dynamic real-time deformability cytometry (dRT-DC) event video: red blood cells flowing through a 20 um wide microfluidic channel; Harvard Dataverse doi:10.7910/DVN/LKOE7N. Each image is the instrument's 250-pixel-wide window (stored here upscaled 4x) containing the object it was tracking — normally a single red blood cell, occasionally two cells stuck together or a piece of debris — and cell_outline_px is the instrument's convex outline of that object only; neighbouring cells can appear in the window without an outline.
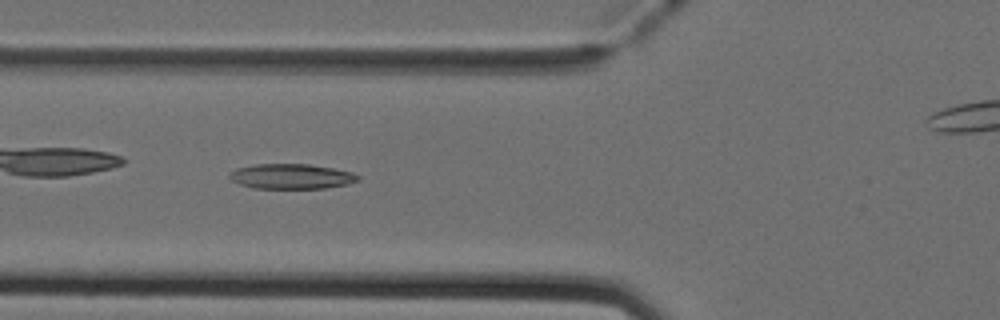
{"species": "Egyptian fruit bat (a non-hibernating species)", "species_latin": "Rousettus aegyptiacus", "temperature_condition": "cold", "stored_images_in_passage": 41, "camera_frame_rate_fps": 3000, "um_per_image_px": 0.085, "animal": {"sex": "female"}, "frame": {"image": 1, "passage_image": 15, "time_ms": 4.667, "image_size_px": [1000, 320], "cell_outline_px": [[360, 180], [348, 184], [324, 188], [252, 188], [240, 184], [232, 180], [228, 176], [236, 168], [256, 164], [308, 164], [332, 168], [352, 172], [360, 176]], "centroid_in_image_um": [24.78, 14.99], "position_along_channel_um": 101.0, "area_um2": 18.67}}
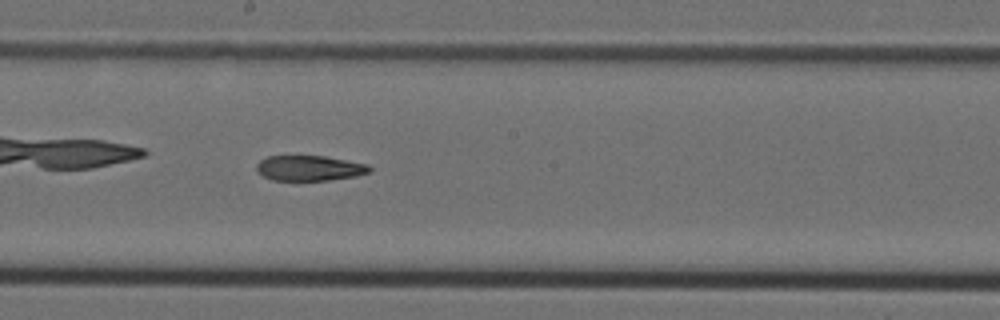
{"frame": {"image": 2, "passage_image": 24, "time_ms": 7.667, "image_size_px": [1000, 320], "cell_outline_px": [[372, 168], [368, 172], [356, 176], [328, 180], [272, 180], [256, 172], [256, 164], [260, 160], [268, 156], [324, 156], [368, 164]], "centroid_in_image_um": [26.28, 14.29], "position_along_channel_um": 221.9, "area_um2": 16.59}}
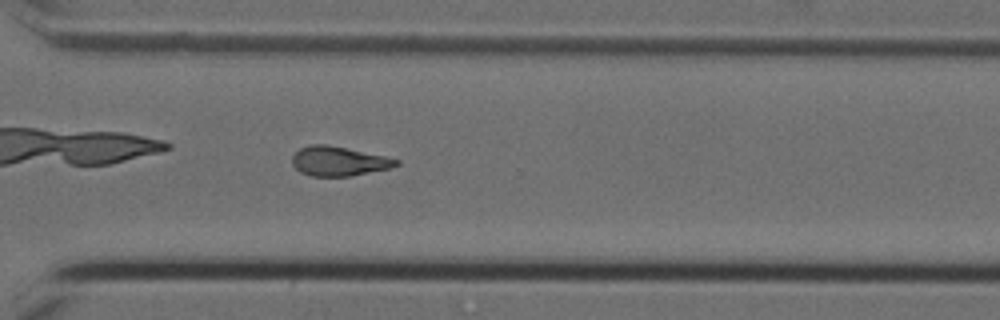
{"frame": {"image": 3, "passage_image": 33, "time_ms": 10.667, "image_size_px": [1000, 320], "cell_outline_px": [[400, 164], [392, 168], [352, 176], [308, 176], [300, 172], [292, 164], [292, 156], [300, 148], [308, 144], [324, 144], [384, 156], [400, 160]], "centroid_in_image_um": [28.78, 13.71], "position_along_channel_um": 341.8, "area_um2": 17.86}}